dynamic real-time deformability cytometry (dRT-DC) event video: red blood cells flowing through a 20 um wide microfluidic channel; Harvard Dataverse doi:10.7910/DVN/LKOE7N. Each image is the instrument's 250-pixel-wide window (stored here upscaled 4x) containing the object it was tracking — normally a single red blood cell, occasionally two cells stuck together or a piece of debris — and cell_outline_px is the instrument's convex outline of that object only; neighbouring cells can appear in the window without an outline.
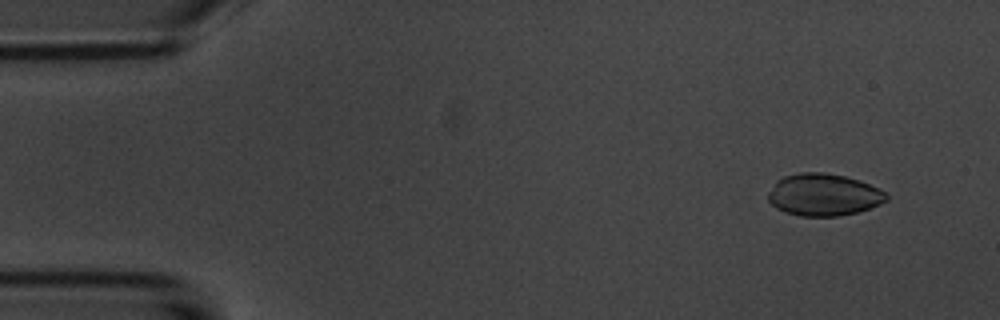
{"species": "common noctule bat (a hibernating species)", "species_latin": "Nyctalus noctula", "temperature_condition": "room temperature", "stored_images_in_passage": 4, "camera_frame_rate_fps": 3000, "um_per_image_px": 0.085, "animal": {"sex": "male", "body_mass_g": 20.1, "forearm_length_mm": 53.5}, "frame": {"image": 1, "passage_image": 1, "time_ms": 0.0, "image_size_px": [1000, 320], "cell_outline_px": [[888, 200], [880, 204], [856, 212], [840, 216], [800, 216], [784, 212], [776, 208], [768, 200], [768, 192], [776, 180], [784, 176], [800, 172], [824, 172], [844, 176], [860, 180], [880, 188], [888, 196]], "centroid_in_image_um": [69.99, 16.55], "position_along_channel_um": 15.0, "area_um2": 29.19}}